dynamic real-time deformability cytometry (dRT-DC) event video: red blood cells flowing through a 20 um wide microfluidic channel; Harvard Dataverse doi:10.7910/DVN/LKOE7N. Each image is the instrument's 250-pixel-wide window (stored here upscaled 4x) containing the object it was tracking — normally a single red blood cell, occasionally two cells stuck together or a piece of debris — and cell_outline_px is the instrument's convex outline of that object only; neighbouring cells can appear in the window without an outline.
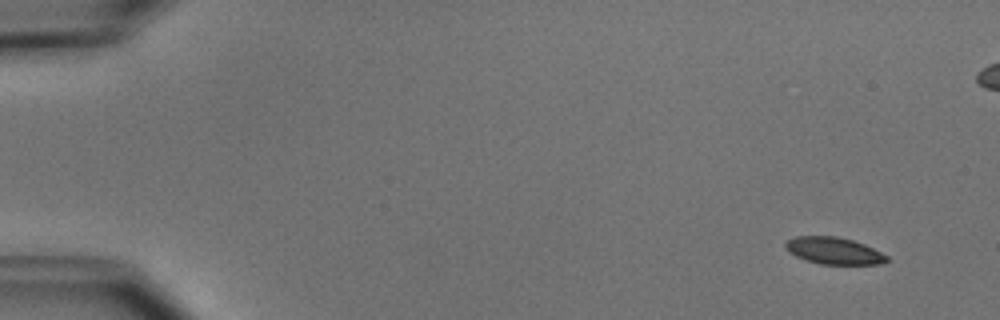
{"species": "common noctule bat (a hibernating species)", "species_latin": "Nyctalus noctula", "temperature_condition": "cold", "stored_images_in_passage": 6, "camera_frame_rate_fps": 3000, "um_per_image_px": 0.085, "animal": {"sex": "male", "body_mass_g": 15.6}, "frame": {"image": 1, "passage_image": 1, "time_ms": 0.0, "image_size_px": [1000, 320], "cell_outline_px": [[888, 260], [880, 264], [820, 264], [796, 256], [788, 252], [784, 248], [784, 244], [788, 240], [796, 236], [836, 236], [852, 240], [864, 244], [888, 256]], "centroid_in_image_um": [70.85, 21.31], "position_along_channel_um": 14.2, "area_um2": 15.78}}